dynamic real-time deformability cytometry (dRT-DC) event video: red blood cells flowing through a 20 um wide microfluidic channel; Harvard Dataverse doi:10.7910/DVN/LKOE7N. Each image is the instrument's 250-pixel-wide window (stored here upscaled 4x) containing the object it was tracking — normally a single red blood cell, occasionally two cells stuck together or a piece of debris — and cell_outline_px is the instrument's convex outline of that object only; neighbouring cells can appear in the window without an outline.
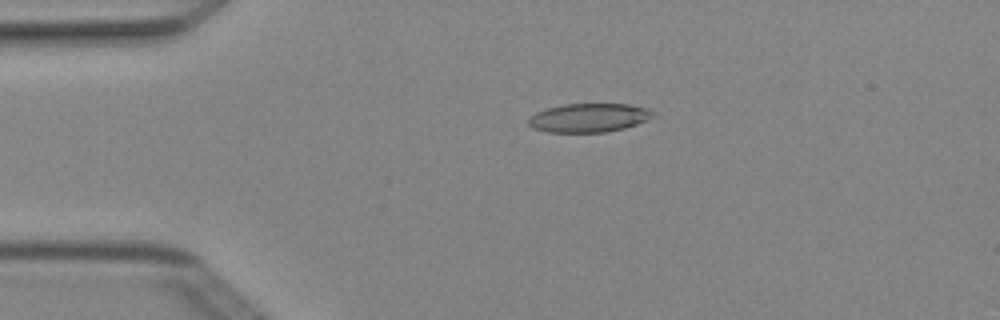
{"species": "Egyptian fruit bat (a non-hibernating species)", "species_latin": "Rousettus aegyptiacus", "temperature_condition": "cold", "stored_images_in_passage": 4, "camera_frame_rate_fps": 3000, "um_per_image_px": 0.085, "animal": {"sex": "female"}, "frame": {"image": 1, "passage_image": 3, "time_ms": 0.667, "image_size_px": [1000, 320], "cell_outline_px": [[652, 116], [648, 120], [624, 128], [608, 132], [548, 132], [532, 128], [528, 124], [528, 116], [536, 112], [548, 108], [564, 104], [628, 104], [648, 108], [652, 112]], "centroid_in_image_um": [50.02, 10.01], "position_along_channel_um": 35.0, "area_um2": 20.87}}